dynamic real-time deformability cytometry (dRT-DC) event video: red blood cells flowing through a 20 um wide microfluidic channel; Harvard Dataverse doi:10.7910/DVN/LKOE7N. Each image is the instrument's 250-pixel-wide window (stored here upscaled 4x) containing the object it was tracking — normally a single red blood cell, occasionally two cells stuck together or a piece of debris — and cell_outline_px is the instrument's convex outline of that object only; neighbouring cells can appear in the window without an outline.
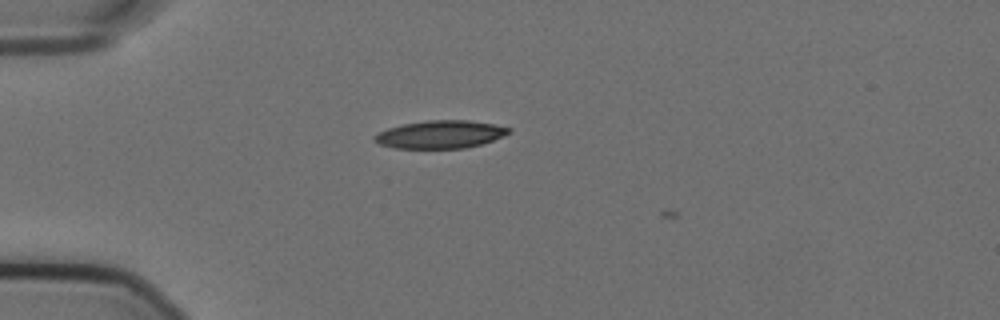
{"species": "Egyptian fruit bat (a non-hibernating species)", "species_latin": "Rousettus aegyptiacus", "temperature_condition": "cold", "stored_images_in_passage": 6, "camera_frame_rate_fps": 3000, "um_per_image_px": 0.085, "animal": {"sex": "female"}, "frame": {"image": 1, "passage_image": 1, "time_ms": 0.0, "image_size_px": [1000, 320], "cell_outline_px": [[512, 132], [492, 140], [480, 144], [464, 148], [392, 148], [380, 144], [372, 136], [388, 128], [404, 124], [428, 120], [468, 120], [492, 124], [512, 128]], "centroid_in_image_um": [37.44, 11.42], "position_along_channel_um": 47.6, "area_um2": 21.56}}